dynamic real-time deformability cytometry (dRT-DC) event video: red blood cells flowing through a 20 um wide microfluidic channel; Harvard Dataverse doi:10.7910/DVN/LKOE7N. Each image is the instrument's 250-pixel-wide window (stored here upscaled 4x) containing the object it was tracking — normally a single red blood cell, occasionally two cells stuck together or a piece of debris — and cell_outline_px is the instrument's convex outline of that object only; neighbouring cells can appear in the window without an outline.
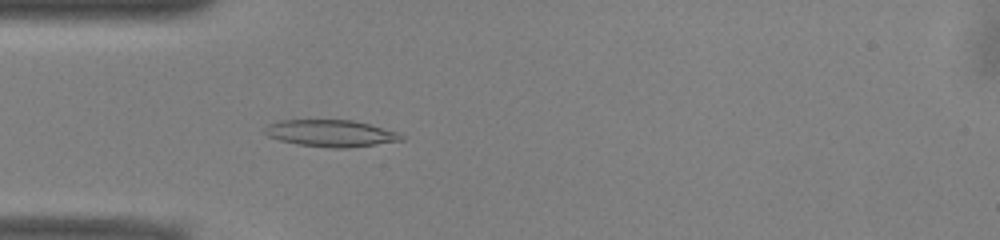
{"species": "common noctule bat (a hibernating species)", "species_latin": "Nyctalus noctula", "temperature_condition": "warm", "stored_images_in_passage": 40, "camera_frame_rate_fps": 3000, "um_per_image_px": 0.085, "animal": {"sex": "male", "body_mass_g": 13.0, "forearm_length_mm": 53.1}, "frame": {"image": 1, "passage_image": 3, "time_ms": 0.667, "image_size_px": [1000, 240], "cell_outline_px": [[404, 140], [348, 148], [328, 148], [296, 144], [280, 140], [268, 136], [260, 128], [276, 120], [352, 120], [368, 124], [396, 132], [404, 136]], "centroid_in_image_um": [28.04, 11.33], "position_along_channel_um": 57.0, "area_um2": 21.44}}
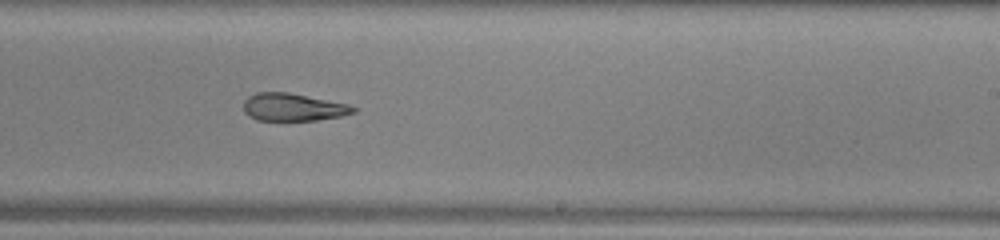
{"frame": {"image": 2, "passage_image": 19, "time_ms": 6.0, "image_size_px": [1000, 240], "cell_outline_px": [[356, 112], [340, 116], [316, 120], [256, 120], [248, 116], [244, 112], [244, 100], [248, 96], [256, 92], [288, 92], [348, 104], [356, 108]], "centroid_in_image_um": [24.87, 9.1], "position_along_channel_um": 264.1, "area_um2": 17.63}}
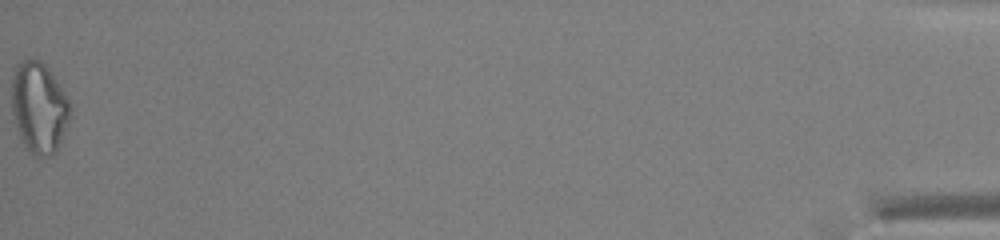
{"frame": {"image": 3, "passage_image": 40, "time_ms": 13.0, "image_size_px": [1000, 240], "cell_outline_px": [[72, 116], [56, 152], [48, 156], [36, 156], [28, 152], [16, 128], [12, 112], [12, 76], [16, 64], [28, 56], [40, 60], [44, 64], [68, 100], [72, 108]], "centroid_in_image_um": [3.31, 9.15], "position_along_channel_um": 431.9, "area_um2": 31.15}, "authors_computed_cell_mechanics": {"area_um2": 20.1722, "velocity_mm_per_s": 3.9477, "shape_relaxation_time_tau1_ms": null, "shape_relaxation_time_tau2_ms": 4.2519, "deformation_change_tau1": null, "deformation_change_tau2": 0.1484}}